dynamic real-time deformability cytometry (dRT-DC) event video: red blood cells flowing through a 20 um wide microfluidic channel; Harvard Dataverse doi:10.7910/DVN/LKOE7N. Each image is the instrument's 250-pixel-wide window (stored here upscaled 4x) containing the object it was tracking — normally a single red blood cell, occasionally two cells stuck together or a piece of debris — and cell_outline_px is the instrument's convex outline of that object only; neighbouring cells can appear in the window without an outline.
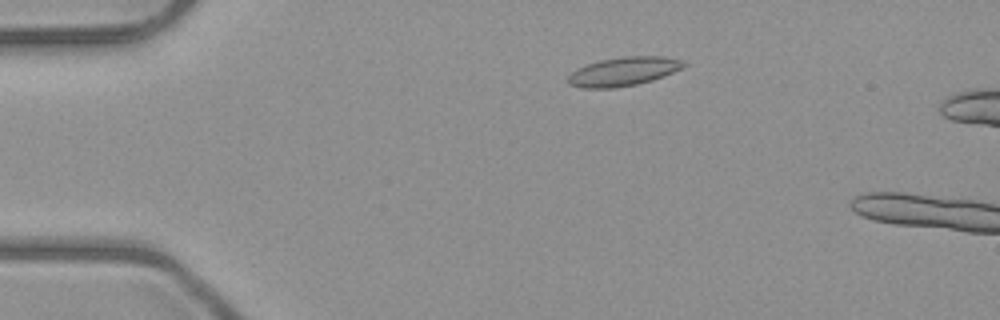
{"species": "common noctule bat (a hibernating species)", "species_latin": "Nyctalus noctula", "temperature_condition": "room temperature", "stored_images_in_passage": 3, "camera_frame_rate_fps": 3000, "um_per_image_px": 0.085, "animal": {"sex": "male", "body_mass_g": 23.1, "forearm_length_mm": 52.7}, "frame": {"image": 1, "passage_image": 1, "time_ms": 0.0, "image_size_px": [1000, 320], "cell_outline_px": [[688, 64], [664, 76], [652, 80], [636, 84], [616, 88], [580, 88], [568, 84], [568, 76], [576, 68], [600, 60], [624, 56], [664, 56], [680, 60]], "centroid_in_image_um": [52.96, 6.08], "position_along_channel_um": 32.0, "area_um2": 19.36}}